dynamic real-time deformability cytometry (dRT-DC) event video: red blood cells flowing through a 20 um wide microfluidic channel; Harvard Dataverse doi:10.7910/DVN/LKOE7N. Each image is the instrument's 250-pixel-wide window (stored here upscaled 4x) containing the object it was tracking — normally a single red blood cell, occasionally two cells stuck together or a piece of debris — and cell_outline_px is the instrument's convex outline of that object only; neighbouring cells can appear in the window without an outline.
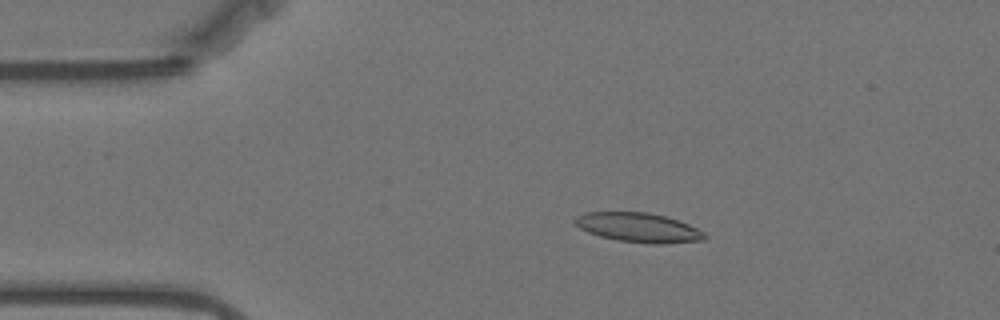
{"species": "Egyptian fruit bat (a non-hibernating species)", "species_latin": "Rousettus aegyptiacus", "temperature_condition": "warm", "stored_images_in_passage": 55, "camera_frame_rate_fps": 3000, "um_per_image_px": 0.085, "animal": {"sex": "female"}, "frame": {"image": 1, "passage_image": 8, "time_ms": 2.333, "image_size_px": [1000, 320], "cell_outline_px": [[708, 236], [704, 240], [664, 244], [652, 244], [616, 240], [600, 236], [588, 232], [580, 228], [572, 220], [576, 216], [588, 212], [648, 212], [664, 216], [688, 224], [704, 232]], "centroid_in_image_um": [54.27, 19.35], "position_along_channel_um": 30.7, "area_um2": 22.2}}
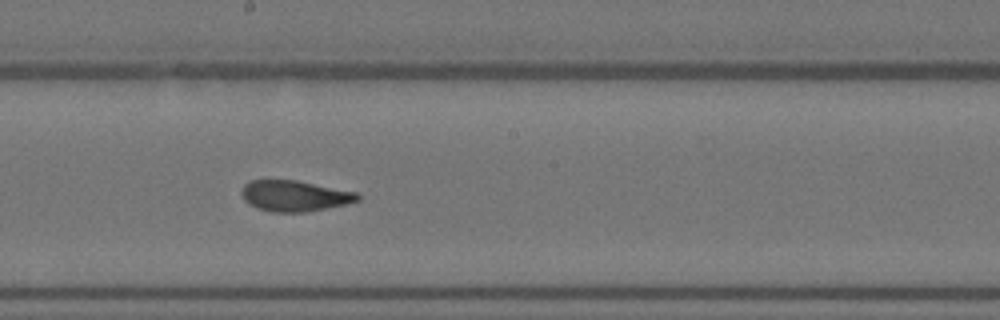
{"frame": {"image": 2, "passage_image": 28, "time_ms": 9.0, "image_size_px": [1000, 320], "cell_outline_px": [[360, 200], [348, 204], [328, 208], [304, 212], [272, 212], [256, 208], [248, 204], [244, 200], [240, 192], [244, 184], [252, 180], [296, 180], [356, 192], [360, 196]], "centroid_in_image_um": [25.03, 16.66], "position_along_channel_um": 223.2, "area_um2": 20.98}}
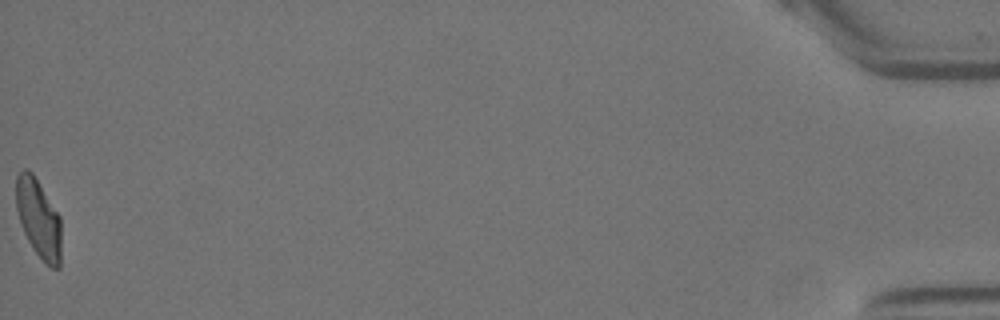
{"frame": {"image": 3, "passage_image": 55, "time_ms": 18.0, "image_size_px": [1000, 320], "cell_outline_px": [[60, 268], [52, 268], [32, 248], [20, 224], [16, 208], [16, 176], [24, 168], [28, 168], [32, 172], [60, 216]], "centroid_in_image_um": [3.26, 18.54], "position_along_channel_um": 431.9, "area_um2": 20.52}, "authors_computed_cell_mechanics": {"area_um2": 21.3282, "velocity_mm_per_s": 3.4953, "shape_relaxation_time_tau1_ms": 4.0354, "shape_relaxation_time_tau2_ms": 1.4784, "deformation_change_tau1": 0.1792, "deformation_change_tau2": 0.0919}}